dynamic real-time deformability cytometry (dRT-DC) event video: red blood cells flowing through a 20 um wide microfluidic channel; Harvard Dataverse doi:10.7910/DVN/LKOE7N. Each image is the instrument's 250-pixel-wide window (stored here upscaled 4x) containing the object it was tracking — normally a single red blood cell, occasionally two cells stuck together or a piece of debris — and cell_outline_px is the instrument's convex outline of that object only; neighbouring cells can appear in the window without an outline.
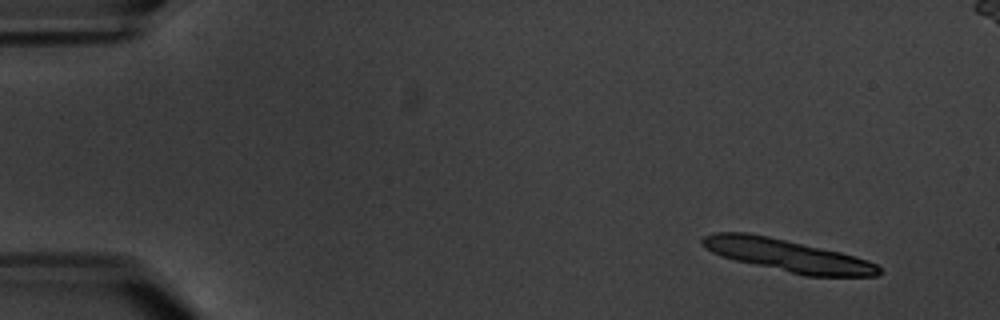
{"species": "common noctule bat (a hibernating species)", "species_latin": "Nyctalus noctula", "temperature_condition": "warm", "stored_images_in_passage": 6, "camera_frame_rate_fps": 3000, "um_per_image_px": 0.085, "animal": {"sex": "male", "body_mass_g": 20.1, "forearm_length_mm": 53.5}, "frame": {"image": 1, "passage_image": 1, "time_ms": 0.0, "image_size_px": [1000, 320], "cell_outline_px": [[884, 272], [876, 276], [804, 276], [736, 260], [720, 256], [704, 248], [700, 244], [700, 240], [704, 236], [716, 232], [748, 232], [768, 236], [840, 252], [868, 260], [876, 264]], "centroid_in_image_um": [66.92, 21.71], "position_along_channel_um": 18.1, "area_um2": 33.18}}